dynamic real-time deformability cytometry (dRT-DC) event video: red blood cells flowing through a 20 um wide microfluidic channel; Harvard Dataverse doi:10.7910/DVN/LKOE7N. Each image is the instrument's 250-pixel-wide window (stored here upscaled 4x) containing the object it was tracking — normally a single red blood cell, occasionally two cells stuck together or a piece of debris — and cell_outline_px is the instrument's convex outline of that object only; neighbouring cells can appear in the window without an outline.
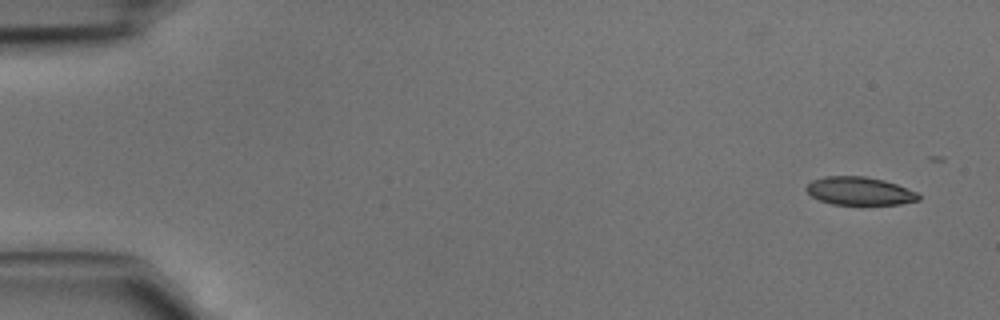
{"species": "common noctule bat (a hibernating species)", "species_latin": "Nyctalus noctula", "temperature_condition": "cold", "stored_images_in_passage": 12, "camera_frame_rate_fps": 3000, "um_per_image_px": 0.085, "animal": {"sex": "male", "body_mass_g": 15.6}, "frame": {"image": 1, "passage_image": 1, "time_ms": 0.0, "image_size_px": [1000, 320], "cell_outline_px": [[920, 200], [900, 204], [832, 204], [820, 200], [812, 196], [804, 188], [812, 180], [824, 176], [864, 176], [884, 180], [896, 184], [916, 192], [920, 196]], "centroid_in_image_um": [73.05, 16.23], "position_along_channel_um": 12.0, "area_um2": 18.26}}
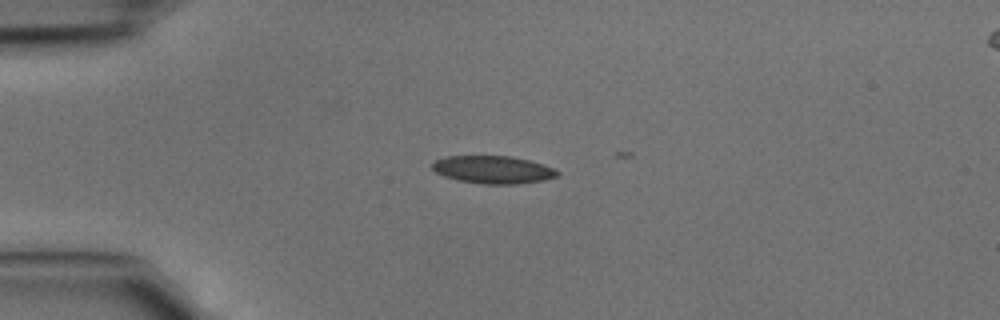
{"frame": {"image": 2, "passage_image": 10, "time_ms": 3.0, "image_size_px": [1000, 320], "cell_outline_px": [[560, 172], [556, 176], [544, 180], [516, 184], [484, 184], [456, 180], [444, 176], [436, 172], [432, 168], [432, 164], [436, 160], [448, 156], [512, 156], [544, 164]], "centroid_in_image_um": [41.9, 14.42], "position_along_channel_um": 43.1, "area_um2": 20.11}}